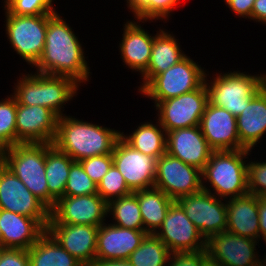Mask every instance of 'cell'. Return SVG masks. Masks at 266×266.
Returning <instances> with one entry per match:
<instances>
[{
	"label": "cell",
	"instance_id": "1",
	"mask_svg": "<svg viewBox=\"0 0 266 266\" xmlns=\"http://www.w3.org/2000/svg\"><path fill=\"white\" fill-rule=\"evenodd\" d=\"M59 13L48 14L45 46L42 56L33 66L36 72L66 76L77 83L89 81L90 68L84 49L73 29Z\"/></svg>",
	"mask_w": 266,
	"mask_h": 266
},
{
	"label": "cell",
	"instance_id": "2",
	"mask_svg": "<svg viewBox=\"0 0 266 266\" xmlns=\"http://www.w3.org/2000/svg\"><path fill=\"white\" fill-rule=\"evenodd\" d=\"M121 132L99 126L72 116L58 117L57 134L53 144L74 161L112 154Z\"/></svg>",
	"mask_w": 266,
	"mask_h": 266
},
{
	"label": "cell",
	"instance_id": "3",
	"mask_svg": "<svg viewBox=\"0 0 266 266\" xmlns=\"http://www.w3.org/2000/svg\"><path fill=\"white\" fill-rule=\"evenodd\" d=\"M250 152L252 150L248 149L213 151L202 170L203 190L224 200L248 194V160L245 159ZM205 182L210 184L212 190Z\"/></svg>",
	"mask_w": 266,
	"mask_h": 266
},
{
	"label": "cell",
	"instance_id": "4",
	"mask_svg": "<svg viewBox=\"0 0 266 266\" xmlns=\"http://www.w3.org/2000/svg\"><path fill=\"white\" fill-rule=\"evenodd\" d=\"M79 86L81 84L66 76L21 73L12 96L17 104L47 107L60 117L63 116V105L76 97Z\"/></svg>",
	"mask_w": 266,
	"mask_h": 266
},
{
	"label": "cell",
	"instance_id": "5",
	"mask_svg": "<svg viewBox=\"0 0 266 266\" xmlns=\"http://www.w3.org/2000/svg\"><path fill=\"white\" fill-rule=\"evenodd\" d=\"M204 78L208 90V101L224 108L235 117L242 113L245 106L266 86L265 74H247V72L229 71L210 81ZM210 81V82H209Z\"/></svg>",
	"mask_w": 266,
	"mask_h": 266
},
{
	"label": "cell",
	"instance_id": "6",
	"mask_svg": "<svg viewBox=\"0 0 266 266\" xmlns=\"http://www.w3.org/2000/svg\"><path fill=\"white\" fill-rule=\"evenodd\" d=\"M0 161L49 209L45 175L46 143L16 144L0 152Z\"/></svg>",
	"mask_w": 266,
	"mask_h": 266
},
{
	"label": "cell",
	"instance_id": "7",
	"mask_svg": "<svg viewBox=\"0 0 266 266\" xmlns=\"http://www.w3.org/2000/svg\"><path fill=\"white\" fill-rule=\"evenodd\" d=\"M206 70L187 55L177 64L156 75L140 92L158 102L175 98L198 89L203 83Z\"/></svg>",
	"mask_w": 266,
	"mask_h": 266
},
{
	"label": "cell",
	"instance_id": "8",
	"mask_svg": "<svg viewBox=\"0 0 266 266\" xmlns=\"http://www.w3.org/2000/svg\"><path fill=\"white\" fill-rule=\"evenodd\" d=\"M3 10H5V30L9 44L27 64L33 67L44 50L48 14L38 16L14 15L5 7Z\"/></svg>",
	"mask_w": 266,
	"mask_h": 266
},
{
	"label": "cell",
	"instance_id": "9",
	"mask_svg": "<svg viewBox=\"0 0 266 266\" xmlns=\"http://www.w3.org/2000/svg\"><path fill=\"white\" fill-rule=\"evenodd\" d=\"M176 202L183 208L188 219L197 227L206 241L211 236L226 231V200H221L202 189L199 192L182 196Z\"/></svg>",
	"mask_w": 266,
	"mask_h": 266
},
{
	"label": "cell",
	"instance_id": "10",
	"mask_svg": "<svg viewBox=\"0 0 266 266\" xmlns=\"http://www.w3.org/2000/svg\"><path fill=\"white\" fill-rule=\"evenodd\" d=\"M208 103V90L203 83L198 89L158 102L154 107L158 110L160 125L166 132L199 126L200 119Z\"/></svg>",
	"mask_w": 266,
	"mask_h": 266
},
{
	"label": "cell",
	"instance_id": "11",
	"mask_svg": "<svg viewBox=\"0 0 266 266\" xmlns=\"http://www.w3.org/2000/svg\"><path fill=\"white\" fill-rule=\"evenodd\" d=\"M154 187L176 201L203 189L202 171L165 153L156 161Z\"/></svg>",
	"mask_w": 266,
	"mask_h": 266
},
{
	"label": "cell",
	"instance_id": "12",
	"mask_svg": "<svg viewBox=\"0 0 266 266\" xmlns=\"http://www.w3.org/2000/svg\"><path fill=\"white\" fill-rule=\"evenodd\" d=\"M0 209L36 219L45 229L50 210L0 161Z\"/></svg>",
	"mask_w": 266,
	"mask_h": 266
},
{
	"label": "cell",
	"instance_id": "13",
	"mask_svg": "<svg viewBox=\"0 0 266 266\" xmlns=\"http://www.w3.org/2000/svg\"><path fill=\"white\" fill-rule=\"evenodd\" d=\"M108 203L97 193L63 196L50 210L48 223L100 226L108 215Z\"/></svg>",
	"mask_w": 266,
	"mask_h": 266
},
{
	"label": "cell",
	"instance_id": "14",
	"mask_svg": "<svg viewBox=\"0 0 266 266\" xmlns=\"http://www.w3.org/2000/svg\"><path fill=\"white\" fill-rule=\"evenodd\" d=\"M112 158L132 192L154 187L155 157L134 149L120 136L114 145Z\"/></svg>",
	"mask_w": 266,
	"mask_h": 266
},
{
	"label": "cell",
	"instance_id": "15",
	"mask_svg": "<svg viewBox=\"0 0 266 266\" xmlns=\"http://www.w3.org/2000/svg\"><path fill=\"white\" fill-rule=\"evenodd\" d=\"M155 235L171 253L206 249V240L176 201L169 207L165 219Z\"/></svg>",
	"mask_w": 266,
	"mask_h": 266
},
{
	"label": "cell",
	"instance_id": "16",
	"mask_svg": "<svg viewBox=\"0 0 266 266\" xmlns=\"http://www.w3.org/2000/svg\"><path fill=\"white\" fill-rule=\"evenodd\" d=\"M257 240L225 231L206 241L209 260L222 266H260Z\"/></svg>",
	"mask_w": 266,
	"mask_h": 266
},
{
	"label": "cell",
	"instance_id": "17",
	"mask_svg": "<svg viewBox=\"0 0 266 266\" xmlns=\"http://www.w3.org/2000/svg\"><path fill=\"white\" fill-rule=\"evenodd\" d=\"M58 116L47 107L17 104L16 144L51 143L57 134Z\"/></svg>",
	"mask_w": 266,
	"mask_h": 266
},
{
	"label": "cell",
	"instance_id": "18",
	"mask_svg": "<svg viewBox=\"0 0 266 266\" xmlns=\"http://www.w3.org/2000/svg\"><path fill=\"white\" fill-rule=\"evenodd\" d=\"M199 127L214 151L246 149L239 140L236 117L222 107L208 101Z\"/></svg>",
	"mask_w": 266,
	"mask_h": 266
},
{
	"label": "cell",
	"instance_id": "19",
	"mask_svg": "<svg viewBox=\"0 0 266 266\" xmlns=\"http://www.w3.org/2000/svg\"><path fill=\"white\" fill-rule=\"evenodd\" d=\"M99 226L48 223L46 231L83 266L96 260Z\"/></svg>",
	"mask_w": 266,
	"mask_h": 266
},
{
	"label": "cell",
	"instance_id": "20",
	"mask_svg": "<svg viewBox=\"0 0 266 266\" xmlns=\"http://www.w3.org/2000/svg\"><path fill=\"white\" fill-rule=\"evenodd\" d=\"M213 151L199 126L178 128L167 132L166 153L201 171Z\"/></svg>",
	"mask_w": 266,
	"mask_h": 266
},
{
	"label": "cell",
	"instance_id": "21",
	"mask_svg": "<svg viewBox=\"0 0 266 266\" xmlns=\"http://www.w3.org/2000/svg\"><path fill=\"white\" fill-rule=\"evenodd\" d=\"M147 233L103 223L97 234L96 260H127Z\"/></svg>",
	"mask_w": 266,
	"mask_h": 266
},
{
	"label": "cell",
	"instance_id": "22",
	"mask_svg": "<svg viewBox=\"0 0 266 266\" xmlns=\"http://www.w3.org/2000/svg\"><path fill=\"white\" fill-rule=\"evenodd\" d=\"M0 247L28 250L46 229L36 220L0 209Z\"/></svg>",
	"mask_w": 266,
	"mask_h": 266
},
{
	"label": "cell",
	"instance_id": "23",
	"mask_svg": "<svg viewBox=\"0 0 266 266\" xmlns=\"http://www.w3.org/2000/svg\"><path fill=\"white\" fill-rule=\"evenodd\" d=\"M139 22V23H138ZM140 20H128L124 24L122 40L119 43V52L124 65L134 72H140L142 75L148 68L154 36L145 31Z\"/></svg>",
	"mask_w": 266,
	"mask_h": 266
},
{
	"label": "cell",
	"instance_id": "24",
	"mask_svg": "<svg viewBox=\"0 0 266 266\" xmlns=\"http://www.w3.org/2000/svg\"><path fill=\"white\" fill-rule=\"evenodd\" d=\"M226 231L260 241L258 196L246 194L226 200Z\"/></svg>",
	"mask_w": 266,
	"mask_h": 266
},
{
	"label": "cell",
	"instance_id": "25",
	"mask_svg": "<svg viewBox=\"0 0 266 266\" xmlns=\"http://www.w3.org/2000/svg\"><path fill=\"white\" fill-rule=\"evenodd\" d=\"M154 35V41L147 70L141 75L143 83L138 87L140 92L156 75L177 64L186 54L182 52L179 41L173 33L160 28Z\"/></svg>",
	"mask_w": 266,
	"mask_h": 266
},
{
	"label": "cell",
	"instance_id": "26",
	"mask_svg": "<svg viewBox=\"0 0 266 266\" xmlns=\"http://www.w3.org/2000/svg\"><path fill=\"white\" fill-rule=\"evenodd\" d=\"M240 143L252 150L266 134V86L236 117Z\"/></svg>",
	"mask_w": 266,
	"mask_h": 266
},
{
	"label": "cell",
	"instance_id": "27",
	"mask_svg": "<svg viewBox=\"0 0 266 266\" xmlns=\"http://www.w3.org/2000/svg\"><path fill=\"white\" fill-rule=\"evenodd\" d=\"M74 160L54 144L46 143L45 175L49 190V210L64 196L71 164Z\"/></svg>",
	"mask_w": 266,
	"mask_h": 266
},
{
	"label": "cell",
	"instance_id": "28",
	"mask_svg": "<svg viewBox=\"0 0 266 266\" xmlns=\"http://www.w3.org/2000/svg\"><path fill=\"white\" fill-rule=\"evenodd\" d=\"M134 193L140 207L145 232L155 234L174 200L155 187L137 190Z\"/></svg>",
	"mask_w": 266,
	"mask_h": 266
},
{
	"label": "cell",
	"instance_id": "29",
	"mask_svg": "<svg viewBox=\"0 0 266 266\" xmlns=\"http://www.w3.org/2000/svg\"><path fill=\"white\" fill-rule=\"evenodd\" d=\"M29 266H83L47 231L28 249Z\"/></svg>",
	"mask_w": 266,
	"mask_h": 266
},
{
	"label": "cell",
	"instance_id": "30",
	"mask_svg": "<svg viewBox=\"0 0 266 266\" xmlns=\"http://www.w3.org/2000/svg\"><path fill=\"white\" fill-rule=\"evenodd\" d=\"M156 123H140L131 134L125 135L124 132H121L120 136L134 149L158 159L166 153L167 132L160 125L159 121H156Z\"/></svg>",
	"mask_w": 266,
	"mask_h": 266
},
{
	"label": "cell",
	"instance_id": "31",
	"mask_svg": "<svg viewBox=\"0 0 266 266\" xmlns=\"http://www.w3.org/2000/svg\"><path fill=\"white\" fill-rule=\"evenodd\" d=\"M107 213L112 215L115 226L145 231L140 207L134 192L109 201Z\"/></svg>",
	"mask_w": 266,
	"mask_h": 266
},
{
	"label": "cell",
	"instance_id": "32",
	"mask_svg": "<svg viewBox=\"0 0 266 266\" xmlns=\"http://www.w3.org/2000/svg\"><path fill=\"white\" fill-rule=\"evenodd\" d=\"M170 255V250L155 234H147L127 260L133 266H167Z\"/></svg>",
	"mask_w": 266,
	"mask_h": 266
},
{
	"label": "cell",
	"instance_id": "33",
	"mask_svg": "<svg viewBox=\"0 0 266 266\" xmlns=\"http://www.w3.org/2000/svg\"><path fill=\"white\" fill-rule=\"evenodd\" d=\"M128 9L134 14L135 20L145 23L148 20L169 19L170 14L180 0H126ZM137 18V19H136ZM167 18V19H166ZM145 21V22H144Z\"/></svg>",
	"mask_w": 266,
	"mask_h": 266
},
{
	"label": "cell",
	"instance_id": "34",
	"mask_svg": "<svg viewBox=\"0 0 266 266\" xmlns=\"http://www.w3.org/2000/svg\"><path fill=\"white\" fill-rule=\"evenodd\" d=\"M16 99L10 95L0 101V152L16 145Z\"/></svg>",
	"mask_w": 266,
	"mask_h": 266
},
{
	"label": "cell",
	"instance_id": "35",
	"mask_svg": "<svg viewBox=\"0 0 266 266\" xmlns=\"http://www.w3.org/2000/svg\"><path fill=\"white\" fill-rule=\"evenodd\" d=\"M97 194V184L84 171L79 161L71 164L64 196Z\"/></svg>",
	"mask_w": 266,
	"mask_h": 266
},
{
	"label": "cell",
	"instance_id": "36",
	"mask_svg": "<svg viewBox=\"0 0 266 266\" xmlns=\"http://www.w3.org/2000/svg\"><path fill=\"white\" fill-rule=\"evenodd\" d=\"M97 193L108 203L112 199L129 195L132 191L128 188L123 175L114 164L97 184Z\"/></svg>",
	"mask_w": 266,
	"mask_h": 266
},
{
	"label": "cell",
	"instance_id": "37",
	"mask_svg": "<svg viewBox=\"0 0 266 266\" xmlns=\"http://www.w3.org/2000/svg\"><path fill=\"white\" fill-rule=\"evenodd\" d=\"M54 0H4V7L14 15L38 16L57 12Z\"/></svg>",
	"mask_w": 266,
	"mask_h": 266
},
{
	"label": "cell",
	"instance_id": "38",
	"mask_svg": "<svg viewBox=\"0 0 266 266\" xmlns=\"http://www.w3.org/2000/svg\"><path fill=\"white\" fill-rule=\"evenodd\" d=\"M248 193L258 197L266 196V160L247 163Z\"/></svg>",
	"mask_w": 266,
	"mask_h": 266
},
{
	"label": "cell",
	"instance_id": "39",
	"mask_svg": "<svg viewBox=\"0 0 266 266\" xmlns=\"http://www.w3.org/2000/svg\"><path fill=\"white\" fill-rule=\"evenodd\" d=\"M86 174L98 184L113 164L112 154L88 157L79 161Z\"/></svg>",
	"mask_w": 266,
	"mask_h": 266
},
{
	"label": "cell",
	"instance_id": "40",
	"mask_svg": "<svg viewBox=\"0 0 266 266\" xmlns=\"http://www.w3.org/2000/svg\"><path fill=\"white\" fill-rule=\"evenodd\" d=\"M208 260L207 249L171 253L167 266H204Z\"/></svg>",
	"mask_w": 266,
	"mask_h": 266
},
{
	"label": "cell",
	"instance_id": "41",
	"mask_svg": "<svg viewBox=\"0 0 266 266\" xmlns=\"http://www.w3.org/2000/svg\"><path fill=\"white\" fill-rule=\"evenodd\" d=\"M0 266H29L28 250L0 247Z\"/></svg>",
	"mask_w": 266,
	"mask_h": 266
},
{
	"label": "cell",
	"instance_id": "42",
	"mask_svg": "<svg viewBox=\"0 0 266 266\" xmlns=\"http://www.w3.org/2000/svg\"><path fill=\"white\" fill-rule=\"evenodd\" d=\"M255 0H230L226 3L229 9L238 17L251 19L252 8Z\"/></svg>",
	"mask_w": 266,
	"mask_h": 266
},
{
	"label": "cell",
	"instance_id": "43",
	"mask_svg": "<svg viewBox=\"0 0 266 266\" xmlns=\"http://www.w3.org/2000/svg\"><path fill=\"white\" fill-rule=\"evenodd\" d=\"M258 214L260 237L266 242V196L258 197Z\"/></svg>",
	"mask_w": 266,
	"mask_h": 266
},
{
	"label": "cell",
	"instance_id": "44",
	"mask_svg": "<svg viewBox=\"0 0 266 266\" xmlns=\"http://www.w3.org/2000/svg\"><path fill=\"white\" fill-rule=\"evenodd\" d=\"M251 20L266 24V0H255L251 13Z\"/></svg>",
	"mask_w": 266,
	"mask_h": 266
},
{
	"label": "cell",
	"instance_id": "45",
	"mask_svg": "<svg viewBox=\"0 0 266 266\" xmlns=\"http://www.w3.org/2000/svg\"><path fill=\"white\" fill-rule=\"evenodd\" d=\"M91 266H133L128 260H95Z\"/></svg>",
	"mask_w": 266,
	"mask_h": 266
},
{
	"label": "cell",
	"instance_id": "46",
	"mask_svg": "<svg viewBox=\"0 0 266 266\" xmlns=\"http://www.w3.org/2000/svg\"><path fill=\"white\" fill-rule=\"evenodd\" d=\"M204 266H222V265H219L215 262H211L210 260H208Z\"/></svg>",
	"mask_w": 266,
	"mask_h": 266
},
{
	"label": "cell",
	"instance_id": "47",
	"mask_svg": "<svg viewBox=\"0 0 266 266\" xmlns=\"http://www.w3.org/2000/svg\"><path fill=\"white\" fill-rule=\"evenodd\" d=\"M264 257L260 258V266H266V255H264Z\"/></svg>",
	"mask_w": 266,
	"mask_h": 266
}]
</instances>
